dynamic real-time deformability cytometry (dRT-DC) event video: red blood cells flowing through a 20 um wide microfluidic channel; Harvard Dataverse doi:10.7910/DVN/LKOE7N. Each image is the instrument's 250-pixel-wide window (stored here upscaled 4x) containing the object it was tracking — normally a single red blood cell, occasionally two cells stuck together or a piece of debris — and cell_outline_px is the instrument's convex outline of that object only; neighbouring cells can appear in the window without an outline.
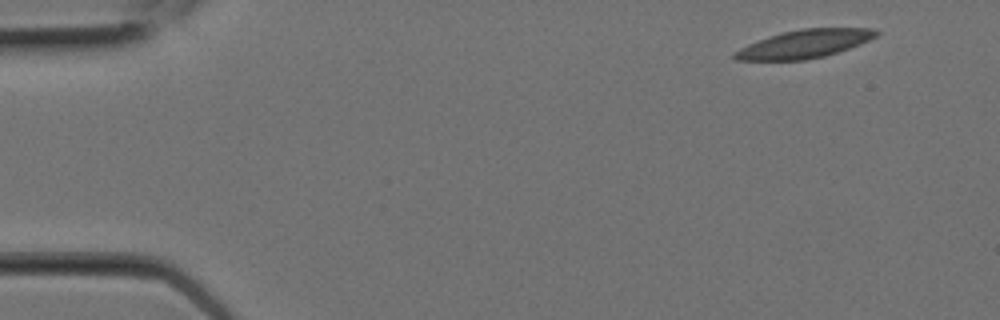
{"species": "Egyptian fruit bat (a non-hibernating species)", "species_latin": "Rousettus aegyptiacus", "temperature_condition": "room temperature", "stored_images_in_passage": 6, "camera_frame_rate_fps": 3000, "um_per_image_px": 0.085, "animal": {"sex": "female"}, "frame": {"image": 1, "passage_image": 1, "time_ms": 0.0, "image_size_px": [1000, 320], "cell_outline_px": [[880, 32], [876, 36], [860, 44], [824, 56], [804, 60], [736, 60], [732, 56], [732, 52], [748, 44], [768, 36], [780, 32], [800, 28], [872, 28]], "centroid_in_image_um": [68.34, 3.72], "position_along_channel_um": 16.7, "area_um2": 23.24}}